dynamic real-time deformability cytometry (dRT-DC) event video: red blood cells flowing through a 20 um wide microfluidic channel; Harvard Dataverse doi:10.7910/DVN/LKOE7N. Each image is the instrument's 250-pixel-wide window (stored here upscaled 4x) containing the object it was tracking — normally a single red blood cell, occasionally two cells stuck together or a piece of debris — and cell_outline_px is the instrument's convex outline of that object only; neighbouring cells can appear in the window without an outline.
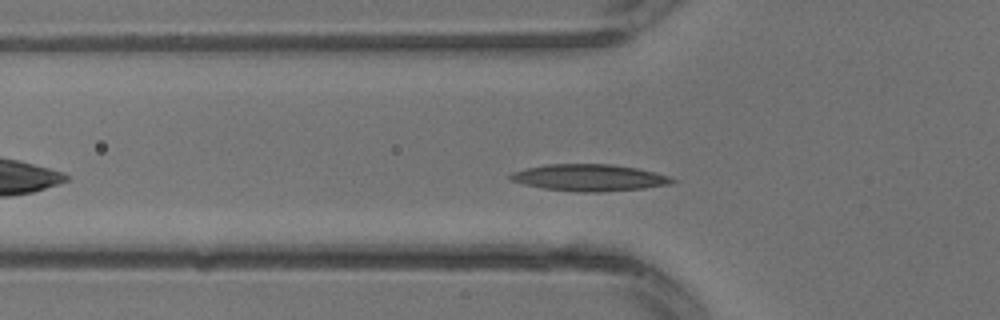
{"species": "common noctule bat (a hibernating species)", "species_latin": "Nyctalus noctula", "temperature_condition": "warm", "stored_images_in_passage": 8, "camera_frame_rate_fps": 3000, "um_per_image_px": 0.085, "animal": {"sex": "male", "body_mass_g": 13.3}, "frame": {"image": 1, "passage_image": 5, "time_ms": 1.333, "image_size_px": [1000, 320], "cell_outline_px": [[676, 180], [672, 184], [644, 188], [600, 192], [584, 192], [544, 188], [524, 184], [512, 180], [508, 176], [512, 172], [524, 168], [548, 164], [612, 164], [636, 168], [668, 176]], "centroid_in_image_um": [50.08, 15.09], "position_along_channel_um": 75.7, "area_um2": 24.97}}
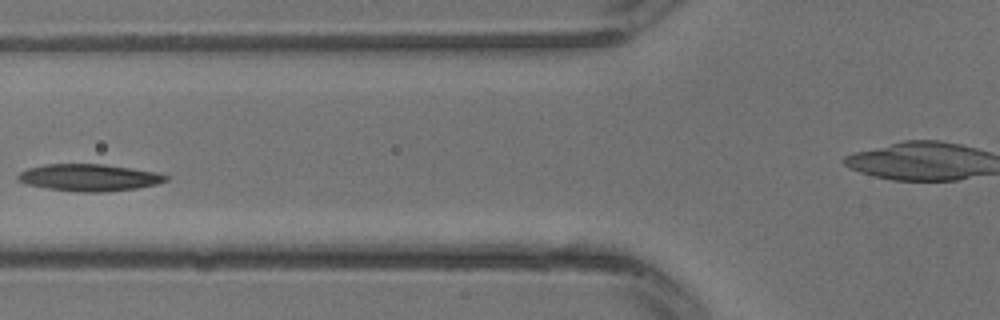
{"frame": {"image": 2, "passage_image": 7, "time_ms": 2.0, "image_size_px": [1000, 320], "cell_outline_px": [[172, 176], [168, 180], [156, 184], [136, 188], [104, 192], [80, 192], [44, 188], [24, 184], [16, 180], [16, 176], [20, 172], [28, 168], [44, 164], [104, 164], [160, 172]], "centroid_in_image_um": [7.58, 15.09], "position_along_channel_um": 118.2, "area_um2": 23.64}}